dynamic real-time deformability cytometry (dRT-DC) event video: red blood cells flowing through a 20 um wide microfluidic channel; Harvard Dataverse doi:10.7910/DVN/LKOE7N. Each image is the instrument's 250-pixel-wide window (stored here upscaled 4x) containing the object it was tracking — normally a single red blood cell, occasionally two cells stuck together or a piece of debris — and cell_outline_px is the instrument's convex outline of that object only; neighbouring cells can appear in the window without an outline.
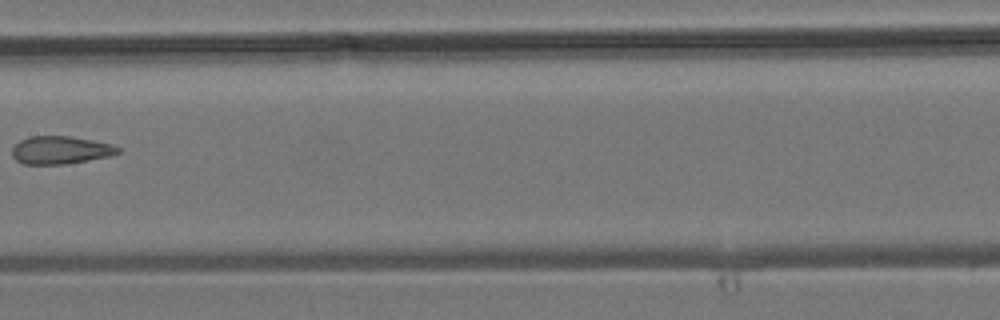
{"species": "common noctule bat (a hibernating species)", "species_latin": "Nyctalus noctula", "temperature_condition": "room temperature", "stored_images_in_passage": 7, "camera_frame_rate_fps": 3000, "um_per_image_px": 0.085, "animal": {"sex": "male", "body_mass_g": 19.2, "forearm_length_mm": 51.8}, "frame": {"image": 1, "passage_image": 7, "time_ms": 8.0, "image_size_px": [1000, 320], "cell_outline_px": [[120, 152], [112, 156], [64, 164], [24, 164], [16, 160], [12, 156], [12, 148], [20, 140], [32, 136], [72, 136], [112, 144], [120, 148]], "centroid_in_image_um": [5.15, 12.75], "position_along_channel_um": 202.2, "area_um2": 17.22}}